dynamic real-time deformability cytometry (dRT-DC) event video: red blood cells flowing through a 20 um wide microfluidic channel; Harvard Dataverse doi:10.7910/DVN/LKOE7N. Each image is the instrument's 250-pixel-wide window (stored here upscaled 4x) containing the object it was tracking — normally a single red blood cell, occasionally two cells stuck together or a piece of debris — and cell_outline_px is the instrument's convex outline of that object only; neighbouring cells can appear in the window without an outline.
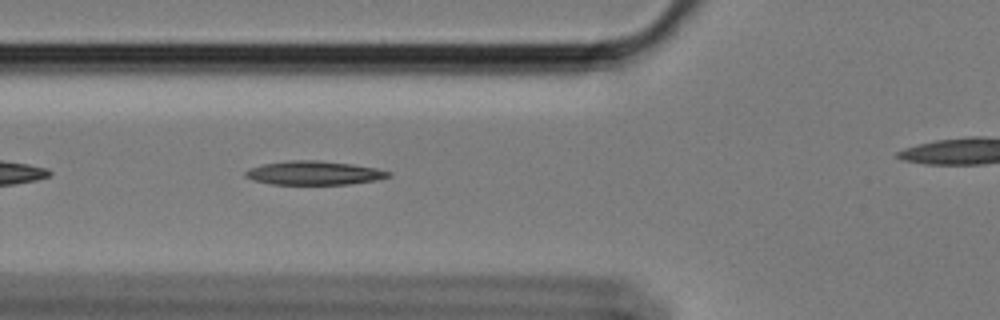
{"species": "Egyptian fruit bat (a non-hibernating species)", "species_latin": "Rousettus aegyptiacus", "temperature_condition": "cold", "stored_images_in_passage": 36, "camera_frame_rate_fps": 3000, "um_per_image_px": 0.085, "animal": {"sex": "female"}, "frame": {"image": 1, "passage_image": 6, "time_ms": 1.667, "image_size_px": [1000, 320], "cell_outline_px": [[392, 176], [376, 180], [348, 184], [272, 184], [252, 180], [244, 176], [244, 172], [248, 168], [264, 164], [288, 160], [320, 160], [352, 164], [376, 168], [392, 172]], "centroid_in_image_um": [26.68, 14.69], "position_along_channel_um": 99.1, "area_um2": 19.94}}
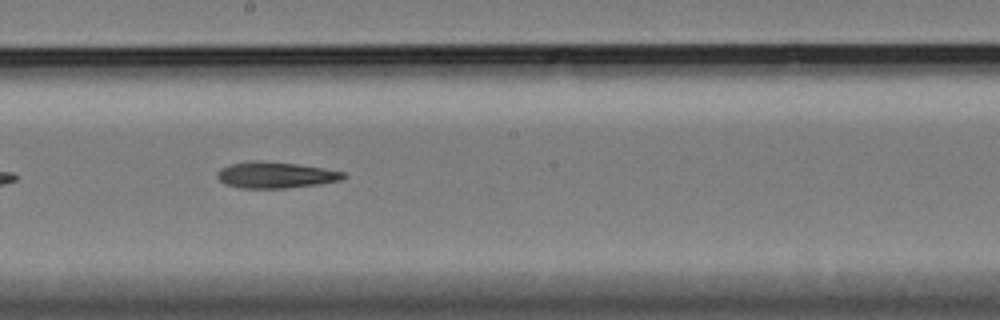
{"frame": {"image": 2, "passage_image": 17, "time_ms": 5.333, "image_size_px": [1000, 320], "cell_outline_px": [[348, 176], [340, 180], [320, 184], [284, 188], [240, 188], [224, 184], [216, 176], [216, 172], [220, 168], [232, 164], [248, 160], [260, 160], [296, 164], [324, 168], [344, 172]], "centroid_in_image_um": [23.39, 14.87], "position_along_channel_um": 224.8, "area_um2": 19.42}}
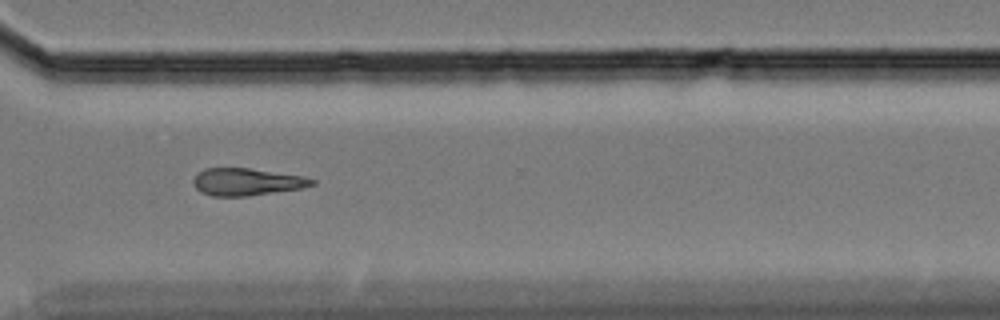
{"frame": {"image": 3, "passage_image": 28, "time_ms": 9.0, "image_size_px": [1000, 320], "cell_outline_px": [[316, 184], [304, 188], [248, 196], [212, 196], [200, 192], [196, 188], [192, 180], [204, 168], [248, 168], [304, 176], [316, 180]], "centroid_in_image_um": [21.01, 15.46], "position_along_channel_um": 349.6, "area_um2": 18.9}}